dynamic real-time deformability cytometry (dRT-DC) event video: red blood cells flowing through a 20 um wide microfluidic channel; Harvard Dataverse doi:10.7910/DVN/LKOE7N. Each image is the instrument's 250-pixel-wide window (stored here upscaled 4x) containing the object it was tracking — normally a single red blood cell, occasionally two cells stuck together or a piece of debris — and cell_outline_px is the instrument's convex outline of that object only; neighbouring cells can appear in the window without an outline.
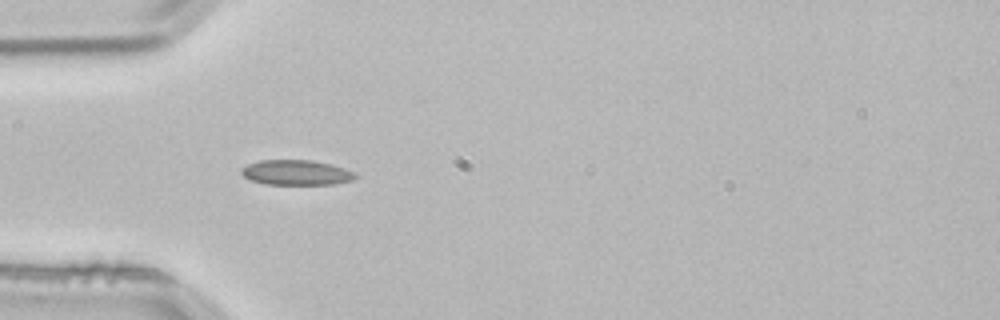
{"species": "common noctule bat (a hibernating species)", "species_latin": "Nyctalus noctula", "temperature_condition": "room temperature", "stored_images_in_passage": 2, "camera_frame_rate_fps": 3000, "um_per_image_px": 0.085, "animal": {"sex": "male", "body_mass_g": 21.5, "forearm_length_mm": 52.0}, "frame": {"image": 1, "passage_image": 2, "time_ms": 0.333, "image_size_px": [1000, 320], "cell_outline_px": [[356, 176], [352, 180], [336, 184], [264, 184], [252, 180], [244, 176], [240, 172], [240, 168], [248, 164], [260, 160], [312, 160], [332, 164], [356, 172]], "centroid_in_image_um": [25.19, 14.66], "position_along_channel_um": 59.8, "area_um2": 16.7}}